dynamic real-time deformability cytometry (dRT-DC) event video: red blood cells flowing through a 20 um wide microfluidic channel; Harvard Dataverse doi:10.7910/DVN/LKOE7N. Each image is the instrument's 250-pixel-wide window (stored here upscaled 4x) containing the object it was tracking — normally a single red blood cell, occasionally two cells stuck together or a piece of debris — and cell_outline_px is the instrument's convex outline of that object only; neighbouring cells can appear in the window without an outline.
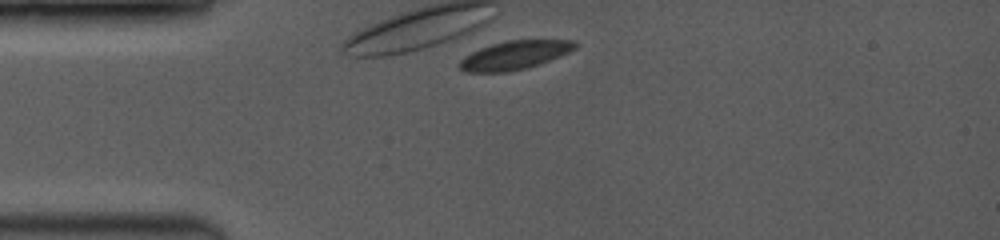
{"species": "common noctule bat (a hibernating species)", "species_latin": "Nyctalus noctula", "temperature_condition": "room temperature", "stored_images_in_passage": 3, "camera_frame_rate_fps": 3500, "um_per_image_px": 0.085, "animal": {"sex": "female", "body_mass_g": 19.0, "forearm_length_mm": 53.3}, "frame": {"image": 1, "passage_image": 1, "time_ms": 0.0, "image_size_px": [1000, 240], "cell_outline_px": [[576, 48], [560, 56], [528, 68], [508, 72], [464, 72], [460, 68], [460, 60], [464, 56], [480, 48], [492, 44], [508, 40], [576, 40]], "centroid_in_image_um": [43.74, 4.69], "position_along_channel_um": 41.3, "area_um2": 19.19}}
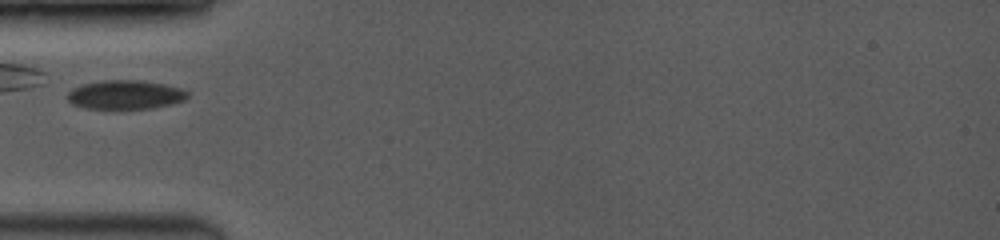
{"frame": {"image": 2, "passage_image": 3, "time_ms": 1.429, "image_size_px": [1000, 240], "cell_outline_px": [[188, 96], [184, 100], [152, 108], [116, 112], [84, 108], [72, 104], [68, 100], [68, 92], [72, 88], [84, 84], [100, 80], [140, 80], [164, 84], [180, 88], [188, 92]], "centroid_in_image_um": [10.59, 8.1], "position_along_channel_um": 74.4, "area_um2": 21.04}}